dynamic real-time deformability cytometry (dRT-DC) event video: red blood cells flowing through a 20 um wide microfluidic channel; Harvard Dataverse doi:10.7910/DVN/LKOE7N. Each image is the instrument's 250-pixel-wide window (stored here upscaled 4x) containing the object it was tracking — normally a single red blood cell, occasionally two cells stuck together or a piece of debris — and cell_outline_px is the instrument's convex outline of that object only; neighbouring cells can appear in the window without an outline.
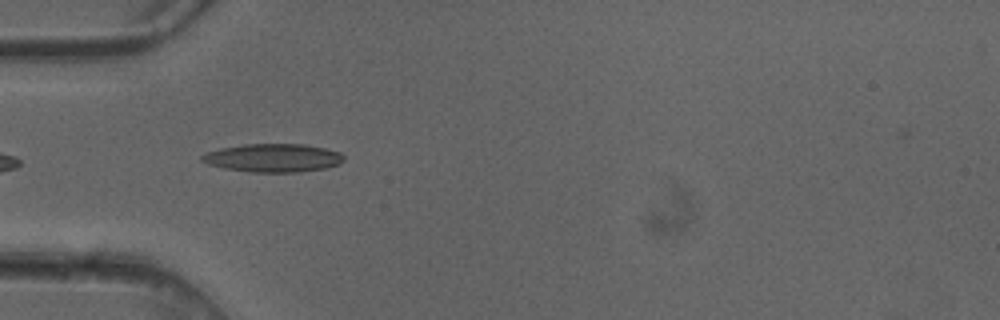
{"species": "common noctule bat (a hibernating species)", "species_latin": "Nyctalus noctula", "temperature_condition": "cold", "stored_images_in_passage": 7, "camera_frame_rate_fps": 3000, "um_per_image_px": 0.085, "animal": {"sex": "female"}, "frame": {"image": 1, "passage_image": 5, "time_ms": 1.333, "image_size_px": [1000, 320], "cell_outline_px": [[344, 160], [340, 164], [324, 168], [300, 172], [248, 172], [224, 168], [208, 164], [200, 160], [200, 156], [204, 152], [220, 148], [244, 144], [304, 144], [324, 148], [340, 152], [344, 156]], "centroid_in_image_um": [23.18, 13.42], "position_along_channel_um": 61.8, "area_um2": 23.58}}
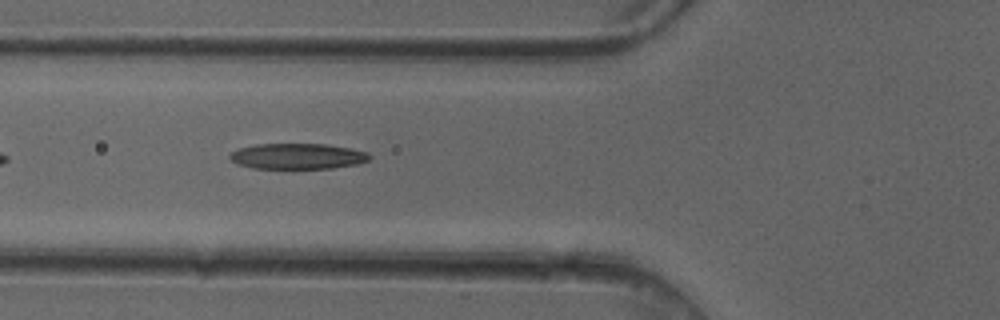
{"frame": {"image": 2, "passage_image": 6, "time_ms": 1.667, "image_size_px": [1000, 320], "cell_outline_px": [[372, 156], [368, 160], [356, 164], [332, 168], [252, 168], [236, 164], [228, 156], [232, 152], [240, 148], [256, 144], [324, 144], [352, 148], [368, 152]], "centroid_in_image_um": [25.3, 13.28], "position_along_channel_um": 100.5, "area_um2": 20.87}}
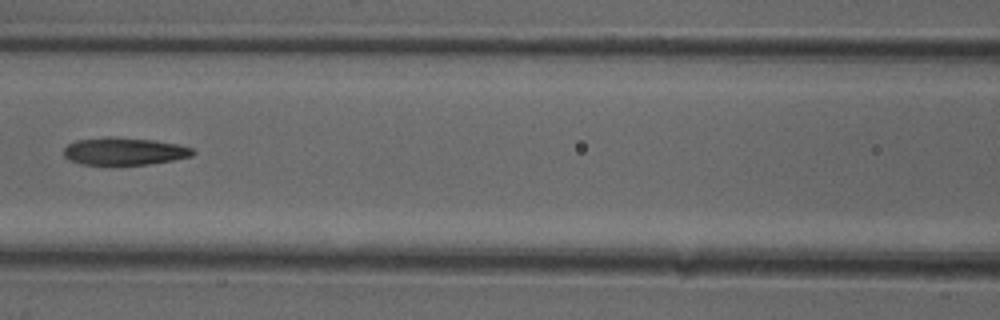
{"frame": {"image": 3, "passage_image": 7, "time_ms": 2.0, "image_size_px": [1000, 320], "cell_outline_px": [[196, 152], [192, 156], [172, 160], [148, 164], [104, 168], [80, 164], [68, 160], [64, 156], [64, 148], [68, 144], [76, 140], [108, 136], [112, 136], [156, 140], [180, 144], [192, 148]], "centroid_in_image_um": [10.51, 12.89], "position_along_channel_um": 156.1, "area_um2": 21.79}}